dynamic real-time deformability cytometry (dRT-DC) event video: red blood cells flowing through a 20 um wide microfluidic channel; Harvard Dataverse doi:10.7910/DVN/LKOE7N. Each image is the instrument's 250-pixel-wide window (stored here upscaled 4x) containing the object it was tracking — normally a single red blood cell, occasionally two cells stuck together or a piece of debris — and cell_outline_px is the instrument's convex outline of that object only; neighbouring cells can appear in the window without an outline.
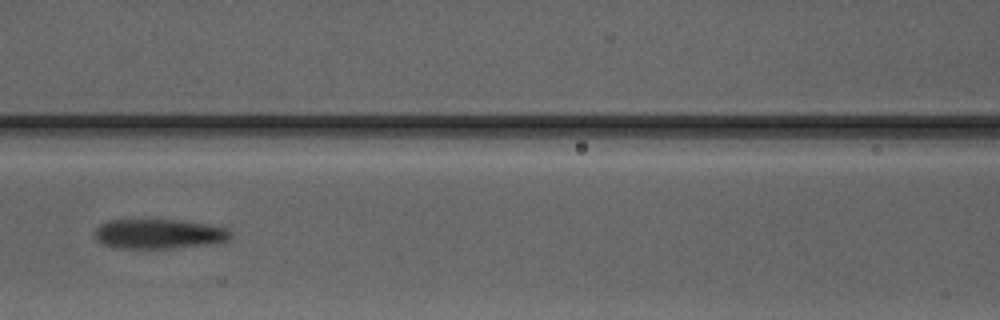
{"species": "Egyptian fruit bat (a non-hibernating species)", "species_latin": "Rousettus aegyptiacus", "temperature_condition": "warm", "stored_images_in_passage": 7, "camera_frame_rate_fps": 3000, "um_per_image_px": 0.085, "animal": {"sex": "male"}, "frame": {"image": 1, "passage_image": 7, "time_ms": 8.0, "image_size_px": [1000, 320], "cell_outline_px": [[232, 236], [228, 240], [208, 244], [172, 248], [120, 248], [104, 244], [96, 240], [96, 228], [100, 224], [108, 220], [180, 220], [208, 224], [228, 228], [232, 232]], "centroid_in_image_um": [13.54, 19.87], "position_along_channel_um": 153.1, "area_um2": 23.41}}